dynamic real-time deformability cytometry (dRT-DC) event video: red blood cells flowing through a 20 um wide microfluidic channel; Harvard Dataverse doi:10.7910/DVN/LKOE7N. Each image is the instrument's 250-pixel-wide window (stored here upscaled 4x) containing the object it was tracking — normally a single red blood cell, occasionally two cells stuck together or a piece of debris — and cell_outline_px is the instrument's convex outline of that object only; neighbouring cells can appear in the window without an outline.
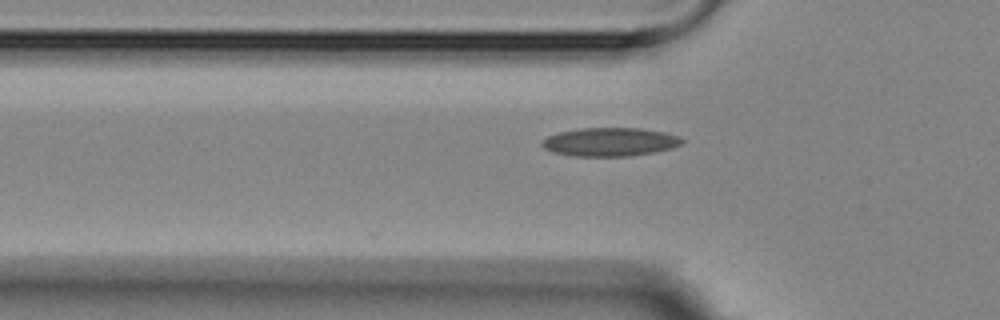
{"species": "Egyptian fruit bat (a non-hibernating species)", "species_latin": "Rousettus aegyptiacus", "temperature_condition": "room temperature", "stored_images_in_passage": 6, "segment_of_instrument_passage": [2, 2], "camera_frame_rate_fps": 3000, "um_per_image_px": 0.085, "animal": {"sex": "female"}, "frame": {"image": 1, "passage_image": 6, "time_ms": 6.667, "image_size_px": [1000, 320], "cell_outline_px": [[684, 140], [680, 144], [672, 148], [652, 152], [628, 156], [576, 156], [556, 152], [544, 148], [540, 144], [548, 136], [556, 132], [580, 128], [640, 128], [664, 132], [680, 136]], "centroid_in_image_um": [51.85, 12.05], "position_along_channel_um": 74.0, "area_um2": 23.12}}